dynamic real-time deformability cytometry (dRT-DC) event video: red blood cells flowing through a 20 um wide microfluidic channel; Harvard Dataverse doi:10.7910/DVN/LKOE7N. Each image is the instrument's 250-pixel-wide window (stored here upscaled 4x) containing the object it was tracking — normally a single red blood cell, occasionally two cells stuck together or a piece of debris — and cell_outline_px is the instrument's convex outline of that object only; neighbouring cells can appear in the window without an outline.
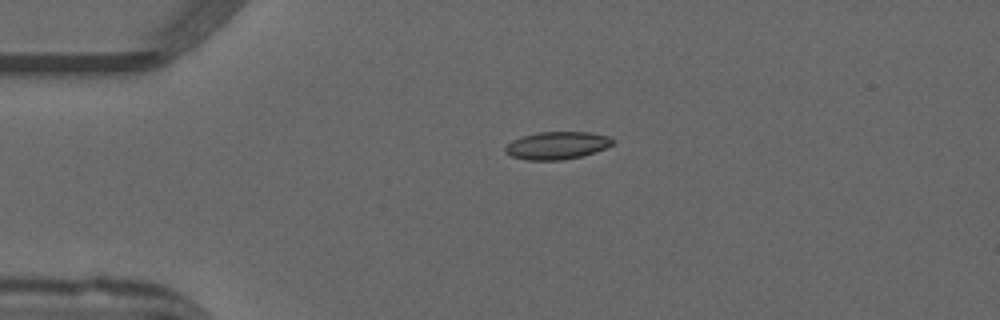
{"species": "common noctule bat (a hibernating species)", "species_latin": "Nyctalus noctula", "temperature_condition": "warm", "stored_images_in_passage": 34, "camera_frame_rate_fps": 3000, "um_per_image_px": 0.085, "animal": {"sex": "male", "forearm_length_mm": 52.5}, "frame": {"image": 1, "passage_image": 1, "time_ms": 0.0, "image_size_px": [1000, 320], "cell_outline_px": [[616, 140], [612, 144], [596, 152], [564, 160], [528, 160], [512, 156], [504, 152], [504, 148], [512, 140], [536, 132], [588, 132], [608, 136]], "centroid_in_image_um": [47.34, 12.36], "position_along_channel_um": 37.7, "area_um2": 17.22}}
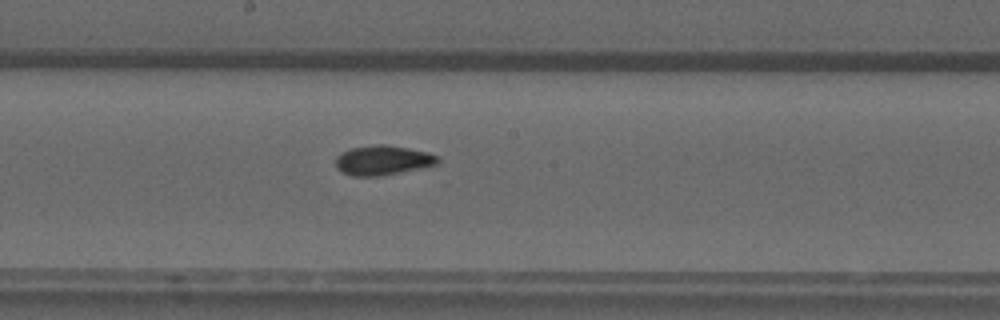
{"frame": {"image": 2, "passage_image": 17, "time_ms": 5.333, "image_size_px": [1000, 320], "cell_outline_px": [[440, 160], [436, 164], [420, 168], [380, 176], [352, 176], [336, 168], [336, 156], [352, 148], [376, 144], [384, 144], [408, 148], [424, 152], [436, 156]], "centroid_in_image_um": [32.5, 13.63], "position_along_channel_um": 215.7, "area_um2": 17.28}}
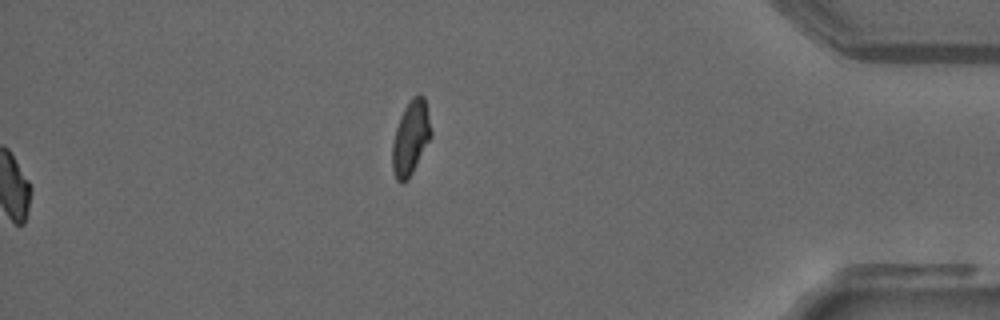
{"frame": {"image": 3, "passage_image": 34, "time_ms": 11.0, "image_size_px": [1000, 320], "cell_outline_px": [[432, 136], [408, 180], [400, 184], [396, 180], [392, 168], [392, 144], [396, 128], [400, 116], [404, 108], [412, 96], [420, 92], [424, 96], [432, 132]], "centroid_in_image_um": [34.9, 11.71], "position_along_channel_um": 400.3, "area_um2": 16.88}, "authors_computed_cell_mechanics": {"area_um2": 17.1377, "velocity_mm_per_s": 3.9622, "shape_relaxation_time_tau1_ms": 9.0004, "shape_relaxation_time_tau2_ms": 2.829, "deformation_change_tau1": 0.1979, "deformation_change_tau2": 0.0655}}